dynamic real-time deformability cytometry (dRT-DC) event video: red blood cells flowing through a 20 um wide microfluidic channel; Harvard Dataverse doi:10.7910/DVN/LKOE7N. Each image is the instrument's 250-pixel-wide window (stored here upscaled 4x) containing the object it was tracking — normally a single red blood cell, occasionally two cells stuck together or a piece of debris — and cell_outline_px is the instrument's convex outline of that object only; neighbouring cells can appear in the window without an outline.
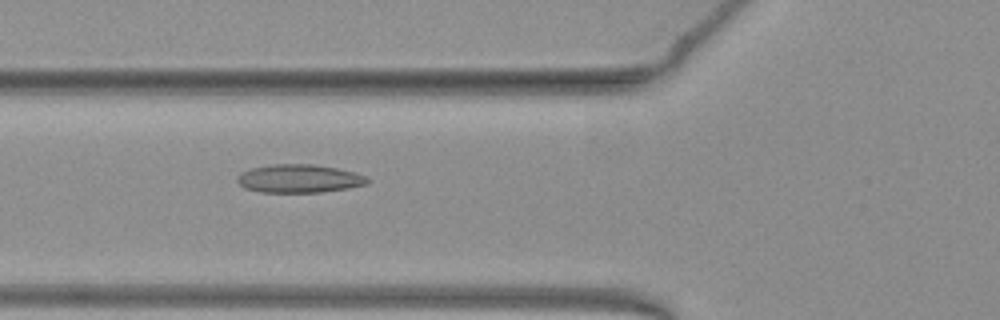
{"species": "common noctule bat (a hibernating species)", "species_latin": "Nyctalus noctula", "temperature_condition": "warm", "stored_images_in_passage": 43, "camera_frame_rate_fps": 3000, "um_per_image_px": 0.085, "animal": {"sex": "female", "body_mass_g": 19.3, "forearm_length_mm": 54.1}, "frame": {"image": 1, "passage_image": 10, "time_ms": 3.0, "image_size_px": [1000, 320], "cell_outline_px": [[372, 180], [368, 184], [348, 188], [320, 192], [260, 192], [244, 188], [236, 180], [236, 176], [240, 172], [252, 168], [272, 164], [312, 164], [336, 168], [356, 172], [368, 176]], "centroid_in_image_um": [25.45, 15.18], "position_along_channel_um": 100.3, "area_um2": 21.68}}
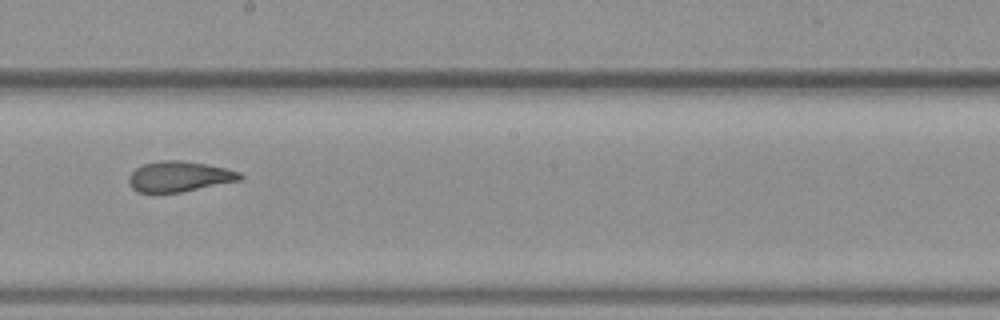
{"frame": {"image": 2, "passage_image": 20, "time_ms": 6.333, "image_size_px": [1000, 320], "cell_outline_px": [[244, 176], [240, 180], [180, 192], [136, 192], [128, 184], [128, 176], [136, 168], [144, 164], [160, 160], [180, 160], [204, 164], [224, 168], [240, 172]], "centroid_in_image_um": [15.2, 15.0], "position_along_channel_um": 233.0, "area_um2": 19.54}}
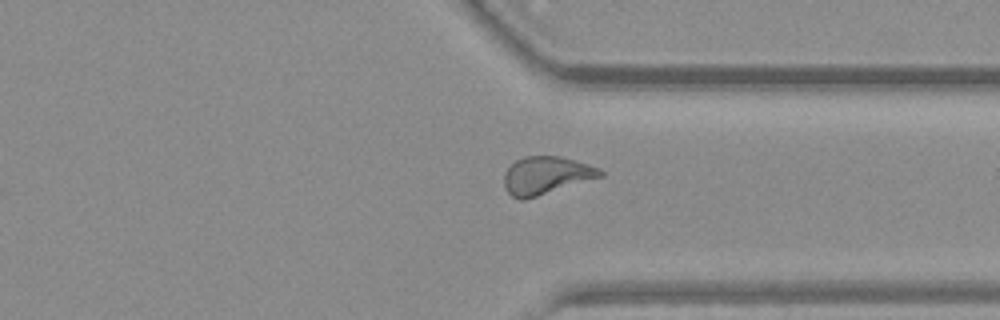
{"frame": {"image": 3, "passage_image": 30, "time_ms": 9.667, "image_size_px": [1000, 320], "cell_outline_px": [[604, 176], [524, 200], [520, 200], [512, 196], [504, 188], [504, 172], [516, 160], [524, 156], [560, 156], [588, 164], [600, 168], [604, 172]], "centroid_in_image_um": [46.42, 14.91], "position_along_channel_um": 365.0, "area_um2": 21.21}, "authors_computed_cell_mechanics": {"area_um2": 21.1548, "velocity_mm_per_s": 3.9749, "shape_relaxation_time_tau1_ms": null, "shape_relaxation_time_tau2_ms": 1.856, "deformation_change_tau1": null, "deformation_change_tau2": 0.0782}}